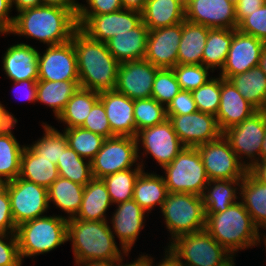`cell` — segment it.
<instances>
[{
	"label": "cell",
	"instance_id": "cell-58",
	"mask_svg": "<svg viewBox=\"0 0 266 266\" xmlns=\"http://www.w3.org/2000/svg\"><path fill=\"white\" fill-rule=\"evenodd\" d=\"M43 5L57 6L70 10L77 17L80 3H76L74 0H43Z\"/></svg>",
	"mask_w": 266,
	"mask_h": 266
},
{
	"label": "cell",
	"instance_id": "cell-28",
	"mask_svg": "<svg viewBox=\"0 0 266 266\" xmlns=\"http://www.w3.org/2000/svg\"><path fill=\"white\" fill-rule=\"evenodd\" d=\"M240 197L256 227L266 230V185L259 182L249 171L240 184Z\"/></svg>",
	"mask_w": 266,
	"mask_h": 266
},
{
	"label": "cell",
	"instance_id": "cell-26",
	"mask_svg": "<svg viewBox=\"0 0 266 266\" xmlns=\"http://www.w3.org/2000/svg\"><path fill=\"white\" fill-rule=\"evenodd\" d=\"M113 205L106 185L102 179L93 178L84 187L82 204L73 218L83 221H109L107 210Z\"/></svg>",
	"mask_w": 266,
	"mask_h": 266
},
{
	"label": "cell",
	"instance_id": "cell-27",
	"mask_svg": "<svg viewBox=\"0 0 266 266\" xmlns=\"http://www.w3.org/2000/svg\"><path fill=\"white\" fill-rule=\"evenodd\" d=\"M141 14L149 30L168 27L185 20V5L179 0H147Z\"/></svg>",
	"mask_w": 266,
	"mask_h": 266
},
{
	"label": "cell",
	"instance_id": "cell-4",
	"mask_svg": "<svg viewBox=\"0 0 266 266\" xmlns=\"http://www.w3.org/2000/svg\"><path fill=\"white\" fill-rule=\"evenodd\" d=\"M205 230L233 256L262 244V232L240 200L224 212L206 215Z\"/></svg>",
	"mask_w": 266,
	"mask_h": 266
},
{
	"label": "cell",
	"instance_id": "cell-45",
	"mask_svg": "<svg viewBox=\"0 0 266 266\" xmlns=\"http://www.w3.org/2000/svg\"><path fill=\"white\" fill-rule=\"evenodd\" d=\"M173 72L176 76L177 82L179 83L181 90L193 91L198 89L200 86L205 84L212 76L209 73L213 71L202 65H191V64H177L173 68ZM210 70V72H209Z\"/></svg>",
	"mask_w": 266,
	"mask_h": 266
},
{
	"label": "cell",
	"instance_id": "cell-32",
	"mask_svg": "<svg viewBox=\"0 0 266 266\" xmlns=\"http://www.w3.org/2000/svg\"><path fill=\"white\" fill-rule=\"evenodd\" d=\"M20 178L48 188L58 177L57 165L37 155L28 145L21 154Z\"/></svg>",
	"mask_w": 266,
	"mask_h": 266
},
{
	"label": "cell",
	"instance_id": "cell-54",
	"mask_svg": "<svg viewBox=\"0 0 266 266\" xmlns=\"http://www.w3.org/2000/svg\"><path fill=\"white\" fill-rule=\"evenodd\" d=\"M265 0H238L235 4L237 23L239 24L246 16L259 9Z\"/></svg>",
	"mask_w": 266,
	"mask_h": 266
},
{
	"label": "cell",
	"instance_id": "cell-2",
	"mask_svg": "<svg viewBox=\"0 0 266 266\" xmlns=\"http://www.w3.org/2000/svg\"><path fill=\"white\" fill-rule=\"evenodd\" d=\"M71 40L77 56L79 86L96 92L114 90L120 63L106 43L89 38L79 28Z\"/></svg>",
	"mask_w": 266,
	"mask_h": 266
},
{
	"label": "cell",
	"instance_id": "cell-22",
	"mask_svg": "<svg viewBox=\"0 0 266 266\" xmlns=\"http://www.w3.org/2000/svg\"><path fill=\"white\" fill-rule=\"evenodd\" d=\"M113 136L136 137L134 100L116 90L99 92Z\"/></svg>",
	"mask_w": 266,
	"mask_h": 266
},
{
	"label": "cell",
	"instance_id": "cell-43",
	"mask_svg": "<svg viewBox=\"0 0 266 266\" xmlns=\"http://www.w3.org/2000/svg\"><path fill=\"white\" fill-rule=\"evenodd\" d=\"M167 118L166 107L154 98L134 100V120L137 132L164 122Z\"/></svg>",
	"mask_w": 266,
	"mask_h": 266
},
{
	"label": "cell",
	"instance_id": "cell-68",
	"mask_svg": "<svg viewBox=\"0 0 266 266\" xmlns=\"http://www.w3.org/2000/svg\"><path fill=\"white\" fill-rule=\"evenodd\" d=\"M236 259H234L228 266H235V261Z\"/></svg>",
	"mask_w": 266,
	"mask_h": 266
},
{
	"label": "cell",
	"instance_id": "cell-55",
	"mask_svg": "<svg viewBox=\"0 0 266 266\" xmlns=\"http://www.w3.org/2000/svg\"><path fill=\"white\" fill-rule=\"evenodd\" d=\"M10 0H0V34H7L12 27L14 16H10Z\"/></svg>",
	"mask_w": 266,
	"mask_h": 266
},
{
	"label": "cell",
	"instance_id": "cell-48",
	"mask_svg": "<svg viewBox=\"0 0 266 266\" xmlns=\"http://www.w3.org/2000/svg\"><path fill=\"white\" fill-rule=\"evenodd\" d=\"M81 127L93 133L102 135L105 138L113 137V132L111 131L105 108L100 100L93 105Z\"/></svg>",
	"mask_w": 266,
	"mask_h": 266
},
{
	"label": "cell",
	"instance_id": "cell-40",
	"mask_svg": "<svg viewBox=\"0 0 266 266\" xmlns=\"http://www.w3.org/2000/svg\"><path fill=\"white\" fill-rule=\"evenodd\" d=\"M57 168L59 176L83 186L93 179L91 161L80 157L69 146L58 159Z\"/></svg>",
	"mask_w": 266,
	"mask_h": 266
},
{
	"label": "cell",
	"instance_id": "cell-41",
	"mask_svg": "<svg viewBox=\"0 0 266 266\" xmlns=\"http://www.w3.org/2000/svg\"><path fill=\"white\" fill-rule=\"evenodd\" d=\"M44 130L43 136L28 145L37 155L43 156L52 163L57 165L58 159L62 156L63 150L68 147L67 138L64 132H60L57 128L42 123Z\"/></svg>",
	"mask_w": 266,
	"mask_h": 266
},
{
	"label": "cell",
	"instance_id": "cell-8",
	"mask_svg": "<svg viewBox=\"0 0 266 266\" xmlns=\"http://www.w3.org/2000/svg\"><path fill=\"white\" fill-rule=\"evenodd\" d=\"M168 192L202 196L209 179L197 148L184 147L175 159L163 168Z\"/></svg>",
	"mask_w": 266,
	"mask_h": 266
},
{
	"label": "cell",
	"instance_id": "cell-18",
	"mask_svg": "<svg viewBox=\"0 0 266 266\" xmlns=\"http://www.w3.org/2000/svg\"><path fill=\"white\" fill-rule=\"evenodd\" d=\"M265 46L266 43L260 39L233 29L231 46L219 75L229 80L232 76L259 66Z\"/></svg>",
	"mask_w": 266,
	"mask_h": 266
},
{
	"label": "cell",
	"instance_id": "cell-10",
	"mask_svg": "<svg viewBox=\"0 0 266 266\" xmlns=\"http://www.w3.org/2000/svg\"><path fill=\"white\" fill-rule=\"evenodd\" d=\"M137 153L139 164L145 170L143 157L150 154L161 168L170 164L180 151L185 147L176 132L174 131L169 119L155 126L144 128L137 132ZM141 142V143H140ZM141 144V146H140ZM143 148V152L139 149ZM141 153V154H140ZM141 155L142 159H141Z\"/></svg>",
	"mask_w": 266,
	"mask_h": 266
},
{
	"label": "cell",
	"instance_id": "cell-21",
	"mask_svg": "<svg viewBox=\"0 0 266 266\" xmlns=\"http://www.w3.org/2000/svg\"><path fill=\"white\" fill-rule=\"evenodd\" d=\"M110 220L111 232L119 239V246L129 254L143 228L149 214L134 200L116 205ZM146 216V217H145Z\"/></svg>",
	"mask_w": 266,
	"mask_h": 266
},
{
	"label": "cell",
	"instance_id": "cell-14",
	"mask_svg": "<svg viewBox=\"0 0 266 266\" xmlns=\"http://www.w3.org/2000/svg\"><path fill=\"white\" fill-rule=\"evenodd\" d=\"M141 22V12L124 8L107 14L77 16L78 28L89 38L103 43L118 34L134 29Z\"/></svg>",
	"mask_w": 266,
	"mask_h": 266
},
{
	"label": "cell",
	"instance_id": "cell-19",
	"mask_svg": "<svg viewBox=\"0 0 266 266\" xmlns=\"http://www.w3.org/2000/svg\"><path fill=\"white\" fill-rule=\"evenodd\" d=\"M185 20L208 28L237 29L235 4L228 0H188Z\"/></svg>",
	"mask_w": 266,
	"mask_h": 266
},
{
	"label": "cell",
	"instance_id": "cell-64",
	"mask_svg": "<svg viewBox=\"0 0 266 266\" xmlns=\"http://www.w3.org/2000/svg\"><path fill=\"white\" fill-rule=\"evenodd\" d=\"M259 67L262 69L263 73L266 75V46L261 54Z\"/></svg>",
	"mask_w": 266,
	"mask_h": 266
},
{
	"label": "cell",
	"instance_id": "cell-50",
	"mask_svg": "<svg viewBox=\"0 0 266 266\" xmlns=\"http://www.w3.org/2000/svg\"><path fill=\"white\" fill-rule=\"evenodd\" d=\"M86 3H80L77 16L101 15L123 9L121 0H86Z\"/></svg>",
	"mask_w": 266,
	"mask_h": 266
},
{
	"label": "cell",
	"instance_id": "cell-66",
	"mask_svg": "<svg viewBox=\"0 0 266 266\" xmlns=\"http://www.w3.org/2000/svg\"><path fill=\"white\" fill-rule=\"evenodd\" d=\"M262 236H263V238H261V239H263V240H261V242H263L265 244L264 247H265V250H266V233L265 232L262 233L261 237Z\"/></svg>",
	"mask_w": 266,
	"mask_h": 266
},
{
	"label": "cell",
	"instance_id": "cell-53",
	"mask_svg": "<svg viewBox=\"0 0 266 266\" xmlns=\"http://www.w3.org/2000/svg\"><path fill=\"white\" fill-rule=\"evenodd\" d=\"M37 81L38 80H21V81H14L13 82V90H15L16 98L21 100H26L27 102L33 103L34 104L37 102ZM22 88V89H21ZM17 90H20L17 91ZM17 91V92H16ZM21 92H23L21 94ZM18 93H20L18 95ZM22 95V96H21Z\"/></svg>",
	"mask_w": 266,
	"mask_h": 266
},
{
	"label": "cell",
	"instance_id": "cell-6",
	"mask_svg": "<svg viewBox=\"0 0 266 266\" xmlns=\"http://www.w3.org/2000/svg\"><path fill=\"white\" fill-rule=\"evenodd\" d=\"M166 248L181 266H228L235 259L205 229L181 235Z\"/></svg>",
	"mask_w": 266,
	"mask_h": 266
},
{
	"label": "cell",
	"instance_id": "cell-62",
	"mask_svg": "<svg viewBox=\"0 0 266 266\" xmlns=\"http://www.w3.org/2000/svg\"><path fill=\"white\" fill-rule=\"evenodd\" d=\"M122 259H111V260H99L89 261L83 263H75L76 266H117Z\"/></svg>",
	"mask_w": 266,
	"mask_h": 266
},
{
	"label": "cell",
	"instance_id": "cell-65",
	"mask_svg": "<svg viewBox=\"0 0 266 266\" xmlns=\"http://www.w3.org/2000/svg\"><path fill=\"white\" fill-rule=\"evenodd\" d=\"M260 161H266V134L261 146Z\"/></svg>",
	"mask_w": 266,
	"mask_h": 266
},
{
	"label": "cell",
	"instance_id": "cell-49",
	"mask_svg": "<svg viewBox=\"0 0 266 266\" xmlns=\"http://www.w3.org/2000/svg\"><path fill=\"white\" fill-rule=\"evenodd\" d=\"M0 266H22L15 233H0Z\"/></svg>",
	"mask_w": 266,
	"mask_h": 266
},
{
	"label": "cell",
	"instance_id": "cell-5",
	"mask_svg": "<svg viewBox=\"0 0 266 266\" xmlns=\"http://www.w3.org/2000/svg\"><path fill=\"white\" fill-rule=\"evenodd\" d=\"M68 219L62 215H45L21 223L16 228L18 250L23 258L48 253L67 241Z\"/></svg>",
	"mask_w": 266,
	"mask_h": 266
},
{
	"label": "cell",
	"instance_id": "cell-36",
	"mask_svg": "<svg viewBox=\"0 0 266 266\" xmlns=\"http://www.w3.org/2000/svg\"><path fill=\"white\" fill-rule=\"evenodd\" d=\"M79 81H37V102L52 108L57 118L79 88Z\"/></svg>",
	"mask_w": 266,
	"mask_h": 266
},
{
	"label": "cell",
	"instance_id": "cell-33",
	"mask_svg": "<svg viewBox=\"0 0 266 266\" xmlns=\"http://www.w3.org/2000/svg\"><path fill=\"white\" fill-rule=\"evenodd\" d=\"M84 187L59 176L47 188L49 205L53 203L56 208L67 214V219L75 217L82 204Z\"/></svg>",
	"mask_w": 266,
	"mask_h": 266
},
{
	"label": "cell",
	"instance_id": "cell-16",
	"mask_svg": "<svg viewBox=\"0 0 266 266\" xmlns=\"http://www.w3.org/2000/svg\"><path fill=\"white\" fill-rule=\"evenodd\" d=\"M38 80L79 81L77 56L72 40L50 45L38 53Z\"/></svg>",
	"mask_w": 266,
	"mask_h": 266
},
{
	"label": "cell",
	"instance_id": "cell-42",
	"mask_svg": "<svg viewBox=\"0 0 266 266\" xmlns=\"http://www.w3.org/2000/svg\"><path fill=\"white\" fill-rule=\"evenodd\" d=\"M68 146L80 157L91 161L101 149L104 140L102 135L93 133L82 127L63 129Z\"/></svg>",
	"mask_w": 266,
	"mask_h": 266
},
{
	"label": "cell",
	"instance_id": "cell-52",
	"mask_svg": "<svg viewBox=\"0 0 266 266\" xmlns=\"http://www.w3.org/2000/svg\"><path fill=\"white\" fill-rule=\"evenodd\" d=\"M16 228L7 188L0 184V233H15Z\"/></svg>",
	"mask_w": 266,
	"mask_h": 266
},
{
	"label": "cell",
	"instance_id": "cell-63",
	"mask_svg": "<svg viewBox=\"0 0 266 266\" xmlns=\"http://www.w3.org/2000/svg\"><path fill=\"white\" fill-rule=\"evenodd\" d=\"M140 256V257H139ZM138 258L134 259V261L132 262H126V264L124 265L123 261L124 259H122L117 266H146V255L145 253L142 255L139 254Z\"/></svg>",
	"mask_w": 266,
	"mask_h": 266
},
{
	"label": "cell",
	"instance_id": "cell-38",
	"mask_svg": "<svg viewBox=\"0 0 266 266\" xmlns=\"http://www.w3.org/2000/svg\"><path fill=\"white\" fill-rule=\"evenodd\" d=\"M233 29L213 28L208 31V37L202 54V65L213 72L222 69L231 46Z\"/></svg>",
	"mask_w": 266,
	"mask_h": 266
},
{
	"label": "cell",
	"instance_id": "cell-60",
	"mask_svg": "<svg viewBox=\"0 0 266 266\" xmlns=\"http://www.w3.org/2000/svg\"><path fill=\"white\" fill-rule=\"evenodd\" d=\"M248 171L261 183L266 185V161L256 162Z\"/></svg>",
	"mask_w": 266,
	"mask_h": 266
},
{
	"label": "cell",
	"instance_id": "cell-61",
	"mask_svg": "<svg viewBox=\"0 0 266 266\" xmlns=\"http://www.w3.org/2000/svg\"><path fill=\"white\" fill-rule=\"evenodd\" d=\"M147 0H121L124 9L142 12Z\"/></svg>",
	"mask_w": 266,
	"mask_h": 266
},
{
	"label": "cell",
	"instance_id": "cell-37",
	"mask_svg": "<svg viewBox=\"0 0 266 266\" xmlns=\"http://www.w3.org/2000/svg\"><path fill=\"white\" fill-rule=\"evenodd\" d=\"M16 124L0 134V184L15 180L20 175L21 154L24 145H20L13 135Z\"/></svg>",
	"mask_w": 266,
	"mask_h": 266
},
{
	"label": "cell",
	"instance_id": "cell-56",
	"mask_svg": "<svg viewBox=\"0 0 266 266\" xmlns=\"http://www.w3.org/2000/svg\"><path fill=\"white\" fill-rule=\"evenodd\" d=\"M18 121L14 114L9 112L6 107L0 102V134L10 129L17 124Z\"/></svg>",
	"mask_w": 266,
	"mask_h": 266
},
{
	"label": "cell",
	"instance_id": "cell-15",
	"mask_svg": "<svg viewBox=\"0 0 266 266\" xmlns=\"http://www.w3.org/2000/svg\"><path fill=\"white\" fill-rule=\"evenodd\" d=\"M174 131L185 147L196 148L222 136L214 115L197 111L184 115H167Z\"/></svg>",
	"mask_w": 266,
	"mask_h": 266
},
{
	"label": "cell",
	"instance_id": "cell-46",
	"mask_svg": "<svg viewBox=\"0 0 266 266\" xmlns=\"http://www.w3.org/2000/svg\"><path fill=\"white\" fill-rule=\"evenodd\" d=\"M181 91L173 69L162 68L157 71L153 82L151 97L165 107Z\"/></svg>",
	"mask_w": 266,
	"mask_h": 266
},
{
	"label": "cell",
	"instance_id": "cell-23",
	"mask_svg": "<svg viewBox=\"0 0 266 266\" xmlns=\"http://www.w3.org/2000/svg\"><path fill=\"white\" fill-rule=\"evenodd\" d=\"M26 43L10 45L2 56V69L11 81L38 80V53Z\"/></svg>",
	"mask_w": 266,
	"mask_h": 266
},
{
	"label": "cell",
	"instance_id": "cell-31",
	"mask_svg": "<svg viewBox=\"0 0 266 266\" xmlns=\"http://www.w3.org/2000/svg\"><path fill=\"white\" fill-rule=\"evenodd\" d=\"M242 180H209L202 194L206 215L224 212L239 200Z\"/></svg>",
	"mask_w": 266,
	"mask_h": 266
},
{
	"label": "cell",
	"instance_id": "cell-9",
	"mask_svg": "<svg viewBox=\"0 0 266 266\" xmlns=\"http://www.w3.org/2000/svg\"><path fill=\"white\" fill-rule=\"evenodd\" d=\"M265 134V110H257L242 123L227 128L222 132V135L229 142L238 159L247 170L260 161L261 146Z\"/></svg>",
	"mask_w": 266,
	"mask_h": 266
},
{
	"label": "cell",
	"instance_id": "cell-11",
	"mask_svg": "<svg viewBox=\"0 0 266 266\" xmlns=\"http://www.w3.org/2000/svg\"><path fill=\"white\" fill-rule=\"evenodd\" d=\"M140 165L135 137L113 136L106 138L101 149L91 160L93 178L102 179L118 171Z\"/></svg>",
	"mask_w": 266,
	"mask_h": 266
},
{
	"label": "cell",
	"instance_id": "cell-39",
	"mask_svg": "<svg viewBox=\"0 0 266 266\" xmlns=\"http://www.w3.org/2000/svg\"><path fill=\"white\" fill-rule=\"evenodd\" d=\"M142 171V166L137 165L102 178L113 205L133 199L134 186Z\"/></svg>",
	"mask_w": 266,
	"mask_h": 266
},
{
	"label": "cell",
	"instance_id": "cell-24",
	"mask_svg": "<svg viewBox=\"0 0 266 266\" xmlns=\"http://www.w3.org/2000/svg\"><path fill=\"white\" fill-rule=\"evenodd\" d=\"M256 111L257 109L244 99L230 80L221 77L220 105L216 119L222 132L242 123Z\"/></svg>",
	"mask_w": 266,
	"mask_h": 266
},
{
	"label": "cell",
	"instance_id": "cell-1",
	"mask_svg": "<svg viewBox=\"0 0 266 266\" xmlns=\"http://www.w3.org/2000/svg\"><path fill=\"white\" fill-rule=\"evenodd\" d=\"M77 29V17L70 10L41 5L18 12L9 32L0 36L13 34L50 46L70 41Z\"/></svg>",
	"mask_w": 266,
	"mask_h": 266
},
{
	"label": "cell",
	"instance_id": "cell-57",
	"mask_svg": "<svg viewBox=\"0 0 266 266\" xmlns=\"http://www.w3.org/2000/svg\"><path fill=\"white\" fill-rule=\"evenodd\" d=\"M164 257L162 260L159 261V263L156 262V265L154 264L155 259L151 257L150 255L146 254V266H181L179 262L176 260V258L167 250L165 247Z\"/></svg>",
	"mask_w": 266,
	"mask_h": 266
},
{
	"label": "cell",
	"instance_id": "cell-29",
	"mask_svg": "<svg viewBox=\"0 0 266 266\" xmlns=\"http://www.w3.org/2000/svg\"><path fill=\"white\" fill-rule=\"evenodd\" d=\"M211 28L184 20L177 64H202V54Z\"/></svg>",
	"mask_w": 266,
	"mask_h": 266
},
{
	"label": "cell",
	"instance_id": "cell-17",
	"mask_svg": "<svg viewBox=\"0 0 266 266\" xmlns=\"http://www.w3.org/2000/svg\"><path fill=\"white\" fill-rule=\"evenodd\" d=\"M160 68L146 59L119 64L114 90L132 100L151 98L153 82Z\"/></svg>",
	"mask_w": 266,
	"mask_h": 266
},
{
	"label": "cell",
	"instance_id": "cell-34",
	"mask_svg": "<svg viewBox=\"0 0 266 266\" xmlns=\"http://www.w3.org/2000/svg\"><path fill=\"white\" fill-rule=\"evenodd\" d=\"M239 93L257 110L266 111V75L257 66L229 79Z\"/></svg>",
	"mask_w": 266,
	"mask_h": 266
},
{
	"label": "cell",
	"instance_id": "cell-3",
	"mask_svg": "<svg viewBox=\"0 0 266 266\" xmlns=\"http://www.w3.org/2000/svg\"><path fill=\"white\" fill-rule=\"evenodd\" d=\"M67 232V241L72 242L75 263L123 259L128 256L123 247L117 246L108 221L69 218Z\"/></svg>",
	"mask_w": 266,
	"mask_h": 266
},
{
	"label": "cell",
	"instance_id": "cell-69",
	"mask_svg": "<svg viewBox=\"0 0 266 266\" xmlns=\"http://www.w3.org/2000/svg\"><path fill=\"white\" fill-rule=\"evenodd\" d=\"M228 1H230V2H232L234 4H236L238 2V0H228Z\"/></svg>",
	"mask_w": 266,
	"mask_h": 266
},
{
	"label": "cell",
	"instance_id": "cell-51",
	"mask_svg": "<svg viewBox=\"0 0 266 266\" xmlns=\"http://www.w3.org/2000/svg\"><path fill=\"white\" fill-rule=\"evenodd\" d=\"M191 91L181 90L166 107L167 115H184L197 112Z\"/></svg>",
	"mask_w": 266,
	"mask_h": 266
},
{
	"label": "cell",
	"instance_id": "cell-35",
	"mask_svg": "<svg viewBox=\"0 0 266 266\" xmlns=\"http://www.w3.org/2000/svg\"><path fill=\"white\" fill-rule=\"evenodd\" d=\"M98 100L99 92L79 87L56 120L65 125L64 129L81 127Z\"/></svg>",
	"mask_w": 266,
	"mask_h": 266
},
{
	"label": "cell",
	"instance_id": "cell-47",
	"mask_svg": "<svg viewBox=\"0 0 266 266\" xmlns=\"http://www.w3.org/2000/svg\"><path fill=\"white\" fill-rule=\"evenodd\" d=\"M237 29L266 43V3L249 16H246L238 24Z\"/></svg>",
	"mask_w": 266,
	"mask_h": 266
},
{
	"label": "cell",
	"instance_id": "cell-44",
	"mask_svg": "<svg viewBox=\"0 0 266 266\" xmlns=\"http://www.w3.org/2000/svg\"><path fill=\"white\" fill-rule=\"evenodd\" d=\"M218 76L212 77L198 89L192 91L198 111L215 117L219 109L221 94V76Z\"/></svg>",
	"mask_w": 266,
	"mask_h": 266
},
{
	"label": "cell",
	"instance_id": "cell-25",
	"mask_svg": "<svg viewBox=\"0 0 266 266\" xmlns=\"http://www.w3.org/2000/svg\"><path fill=\"white\" fill-rule=\"evenodd\" d=\"M148 34V27L141 22L134 29L112 37L106 45L119 63L144 59Z\"/></svg>",
	"mask_w": 266,
	"mask_h": 266
},
{
	"label": "cell",
	"instance_id": "cell-67",
	"mask_svg": "<svg viewBox=\"0 0 266 266\" xmlns=\"http://www.w3.org/2000/svg\"><path fill=\"white\" fill-rule=\"evenodd\" d=\"M180 2H182L184 5L187 4L188 0H179Z\"/></svg>",
	"mask_w": 266,
	"mask_h": 266
},
{
	"label": "cell",
	"instance_id": "cell-13",
	"mask_svg": "<svg viewBox=\"0 0 266 266\" xmlns=\"http://www.w3.org/2000/svg\"><path fill=\"white\" fill-rule=\"evenodd\" d=\"M196 148L209 180H242L248 171L223 135Z\"/></svg>",
	"mask_w": 266,
	"mask_h": 266
},
{
	"label": "cell",
	"instance_id": "cell-59",
	"mask_svg": "<svg viewBox=\"0 0 266 266\" xmlns=\"http://www.w3.org/2000/svg\"><path fill=\"white\" fill-rule=\"evenodd\" d=\"M11 7L18 12L43 5V0H10Z\"/></svg>",
	"mask_w": 266,
	"mask_h": 266
},
{
	"label": "cell",
	"instance_id": "cell-7",
	"mask_svg": "<svg viewBox=\"0 0 266 266\" xmlns=\"http://www.w3.org/2000/svg\"><path fill=\"white\" fill-rule=\"evenodd\" d=\"M160 212L164 217V227L171 236L169 243L181 235L205 229L206 212L202 196L168 192Z\"/></svg>",
	"mask_w": 266,
	"mask_h": 266
},
{
	"label": "cell",
	"instance_id": "cell-20",
	"mask_svg": "<svg viewBox=\"0 0 266 266\" xmlns=\"http://www.w3.org/2000/svg\"><path fill=\"white\" fill-rule=\"evenodd\" d=\"M181 38L182 22L149 30L144 59L160 69H172L177 65Z\"/></svg>",
	"mask_w": 266,
	"mask_h": 266
},
{
	"label": "cell",
	"instance_id": "cell-12",
	"mask_svg": "<svg viewBox=\"0 0 266 266\" xmlns=\"http://www.w3.org/2000/svg\"><path fill=\"white\" fill-rule=\"evenodd\" d=\"M10 197L11 212L16 226L45 216L50 208L47 188L19 176L3 183Z\"/></svg>",
	"mask_w": 266,
	"mask_h": 266
},
{
	"label": "cell",
	"instance_id": "cell-30",
	"mask_svg": "<svg viewBox=\"0 0 266 266\" xmlns=\"http://www.w3.org/2000/svg\"><path fill=\"white\" fill-rule=\"evenodd\" d=\"M167 194L163 176L143 170L136 180L133 199L149 214L156 206L161 209Z\"/></svg>",
	"mask_w": 266,
	"mask_h": 266
}]
</instances>
